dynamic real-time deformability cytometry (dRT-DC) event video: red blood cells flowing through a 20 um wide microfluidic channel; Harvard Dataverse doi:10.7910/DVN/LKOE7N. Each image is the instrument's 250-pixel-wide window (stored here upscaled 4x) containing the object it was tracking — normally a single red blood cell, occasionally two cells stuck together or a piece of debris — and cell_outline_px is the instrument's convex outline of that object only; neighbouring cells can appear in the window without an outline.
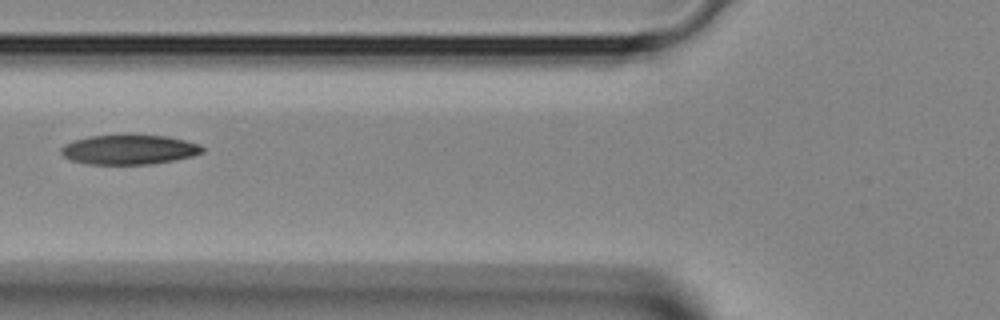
{"species": "Egyptian fruit bat (a non-hibernating species)", "species_latin": "Rousettus aegyptiacus", "temperature_condition": "room temperature", "stored_images_in_passage": 2, "camera_frame_rate_fps": 3000, "um_per_image_px": 0.085, "animal": {"sex": "female"}, "frame": {"image": 1, "passage_image": 2, "time_ms": 0.333, "image_size_px": [1000, 320], "cell_outline_px": [[204, 152], [192, 156], [152, 164], [88, 164], [72, 160], [64, 156], [60, 152], [60, 148], [64, 144], [72, 140], [88, 136], [168, 136], [200, 144], [204, 148]], "centroid_in_image_um": [10.96, 12.72], "position_along_channel_um": 114.8, "area_um2": 24.16}}